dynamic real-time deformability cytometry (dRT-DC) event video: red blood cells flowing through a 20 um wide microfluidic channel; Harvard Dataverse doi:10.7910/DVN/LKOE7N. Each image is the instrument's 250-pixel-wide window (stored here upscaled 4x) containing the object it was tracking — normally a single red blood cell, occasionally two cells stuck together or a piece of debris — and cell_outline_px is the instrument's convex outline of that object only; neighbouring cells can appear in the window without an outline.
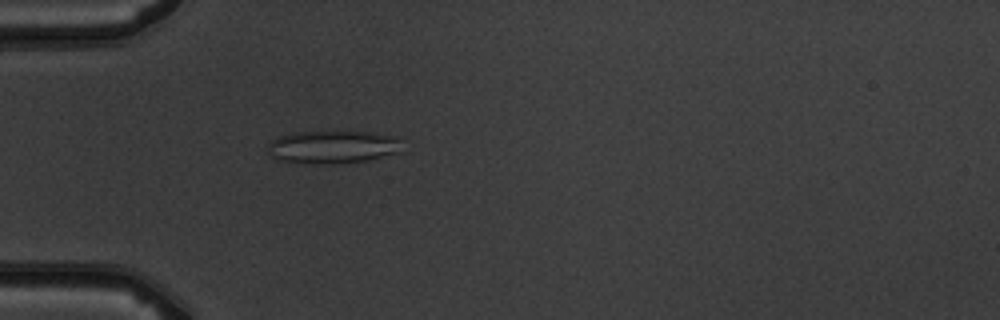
{"species": "common noctule bat (a hibernating species)", "species_latin": "Nyctalus noctula", "temperature_condition": "warm", "stored_images_in_passage": 3, "camera_frame_rate_fps": 3000, "um_per_image_px": 0.085, "animal": {"sex": "male", "body_mass_g": 19.5, "forearm_length_mm": 54.6}, "frame": {"image": 1, "passage_image": 3, "time_ms": 3.333, "image_size_px": [1000, 320], "cell_outline_px": [[404, 152], [364, 160], [332, 164], [304, 164], [276, 160], [268, 152], [268, 144], [276, 136], [296, 132], [368, 132], [396, 136], [400, 140]], "centroid_in_image_um": [28.27, 12.5], "position_along_channel_um": 56.7, "area_um2": 26.07}}